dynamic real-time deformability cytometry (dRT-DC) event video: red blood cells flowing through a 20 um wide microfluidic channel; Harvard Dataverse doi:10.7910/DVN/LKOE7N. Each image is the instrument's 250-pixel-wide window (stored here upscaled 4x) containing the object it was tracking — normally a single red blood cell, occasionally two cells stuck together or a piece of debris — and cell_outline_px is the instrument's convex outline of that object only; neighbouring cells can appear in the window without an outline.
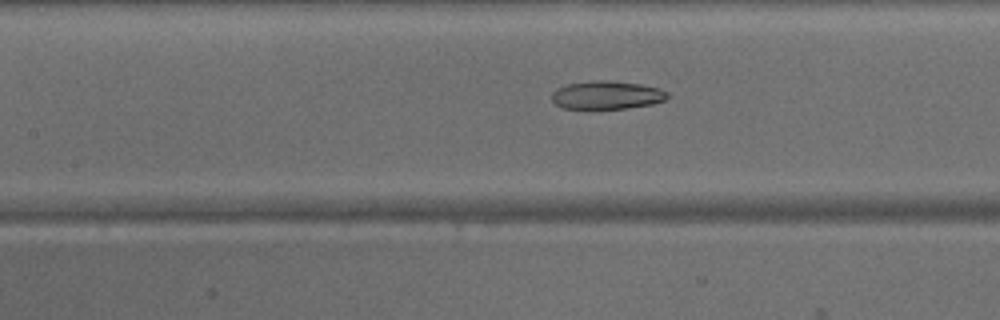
{"species": "common noctule bat (a hibernating species)", "species_latin": "Nyctalus noctula", "temperature_condition": "warm", "stored_images_in_passage": 46, "camera_frame_rate_fps": 3000, "um_per_image_px": 0.085, "animal": {"sex": "male", "body_mass_g": 15.6}, "frame": {"image": 1, "passage_image": 21, "time_ms": 6.667, "image_size_px": [1000, 320], "cell_outline_px": [[668, 96], [664, 100], [652, 104], [624, 108], [560, 108], [552, 100], [552, 92], [556, 88], [568, 84], [592, 80], [616, 80], [640, 84], [660, 88], [668, 92]], "centroid_in_image_um": [51.57, 8.06], "position_along_channel_um": 155.8, "area_um2": 19.07}}
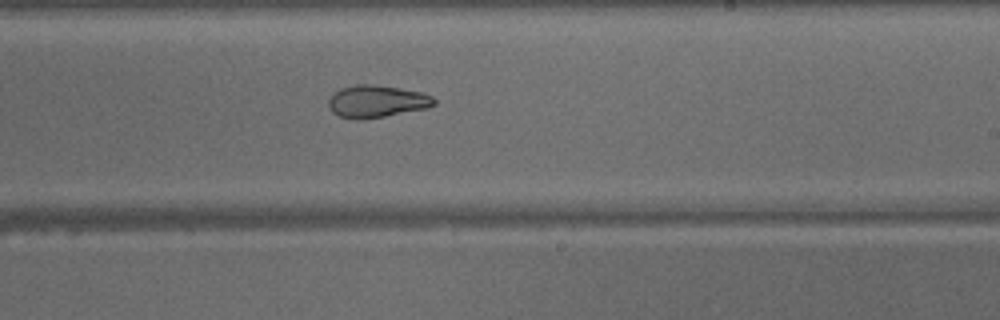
{"frame": {"image": 2, "passage_image": 28, "time_ms": 9.0, "image_size_px": [1000, 320], "cell_outline_px": [[436, 104], [428, 108], [384, 116], [356, 120], [340, 116], [332, 112], [328, 104], [328, 100], [340, 88], [356, 84], [372, 84], [400, 88], [424, 92], [432, 96], [436, 100]], "centroid_in_image_um": [32.05, 8.61], "position_along_channel_um": 256.9, "area_um2": 19.88}}
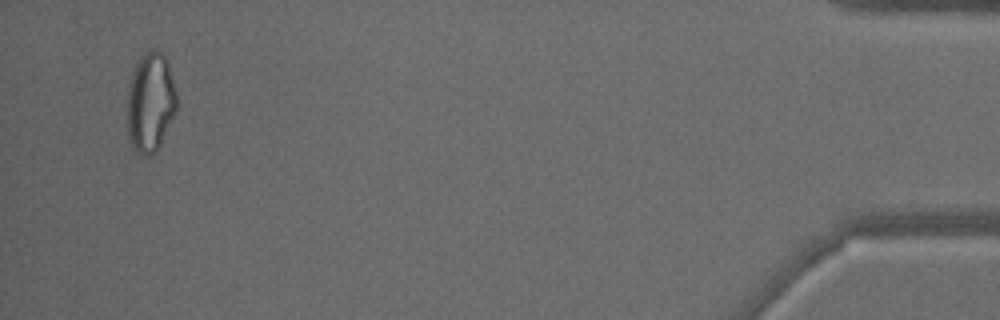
{"frame": {"image": 3, "passage_image": 45, "time_ms": 14.667, "image_size_px": [1000, 320], "cell_outline_px": [[180, 104], [156, 152], [148, 156], [144, 156], [136, 152], [128, 140], [128, 84], [136, 60], [148, 48], [156, 48], [164, 56], [168, 64]], "centroid_in_image_um": [12.79, 8.67], "position_along_channel_um": 422.4, "area_um2": 29.3}}